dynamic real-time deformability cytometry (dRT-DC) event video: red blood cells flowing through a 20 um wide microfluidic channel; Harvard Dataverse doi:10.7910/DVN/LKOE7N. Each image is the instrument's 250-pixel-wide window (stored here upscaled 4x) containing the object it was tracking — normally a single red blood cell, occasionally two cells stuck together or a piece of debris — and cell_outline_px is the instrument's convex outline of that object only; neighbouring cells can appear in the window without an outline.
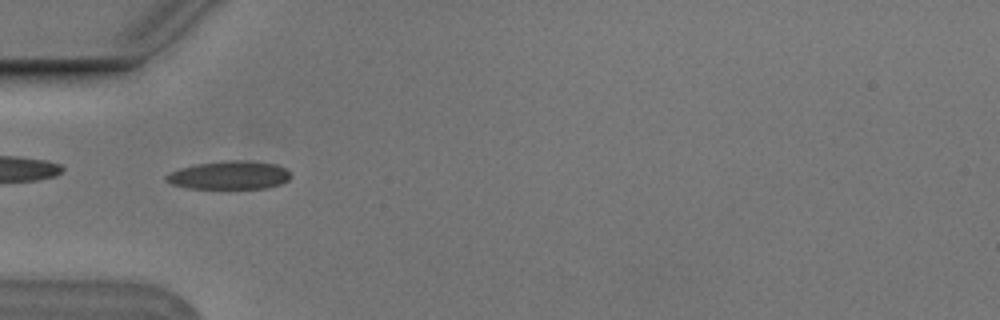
{"species": "Egyptian fruit bat (a non-hibernating species)", "species_latin": "Rousettus aegyptiacus", "temperature_condition": "cold", "stored_images_in_passage": 3, "camera_frame_rate_fps": 3000, "um_per_image_px": 0.085, "animal": {"sex": "male"}, "frame": {"image": 1, "passage_image": 2, "time_ms": 0.333, "image_size_px": [1000, 320], "cell_outline_px": [[288, 180], [280, 184], [264, 188], [188, 188], [172, 184], [164, 180], [164, 176], [180, 168], [196, 164], [228, 160], [240, 160], [276, 164], [284, 168], [288, 172]], "centroid_in_image_um": [19.45, 14.89], "position_along_channel_um": 65.6, "area_um2": 20.23}}